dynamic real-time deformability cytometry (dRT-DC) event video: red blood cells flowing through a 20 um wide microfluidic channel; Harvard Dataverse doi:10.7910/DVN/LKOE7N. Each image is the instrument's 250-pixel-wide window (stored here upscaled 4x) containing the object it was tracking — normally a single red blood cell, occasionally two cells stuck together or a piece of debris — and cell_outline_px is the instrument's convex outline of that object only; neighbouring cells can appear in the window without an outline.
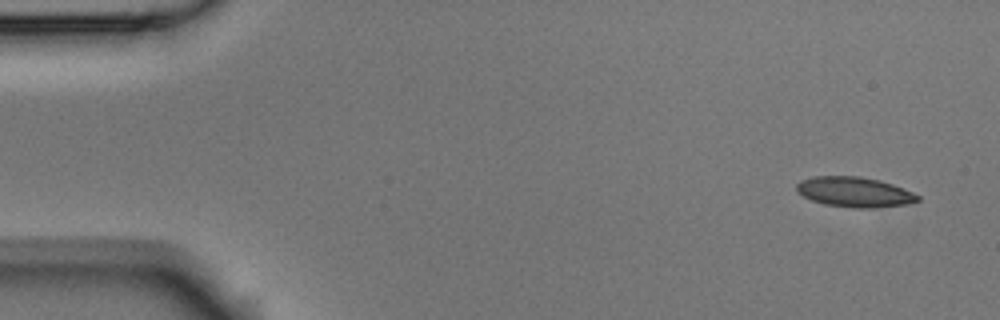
{"species": "Egyptian fruit bat (a non-hibernating species)", "species_latin": "Rousettus aegyptiacus", "temperature_condition": "room temperature", "stored_images_in_passage": 7, "camera_frame_rate_fps": 3000, "um_per_image_px": 0.085, "animal": {"sex": "male"}, "frame": {"image": 1, "passage_image": 1, "time_ms": 0.0, "image_size_px": [1000, 320], "cell_outline_px": [[920, 200], [904, 204], [872, 208], [856, 208], [824, 204], [812, 200], [804, 196], [796, 188], [796, 184], [800, 180], [816, 176], [860, 176], [880, 180], [904, 188], [920, 196]], "centroid_in_image_um": [72.64, 16.31], "position_along_channel_um": 12.4, "area_um2": 21.1}}
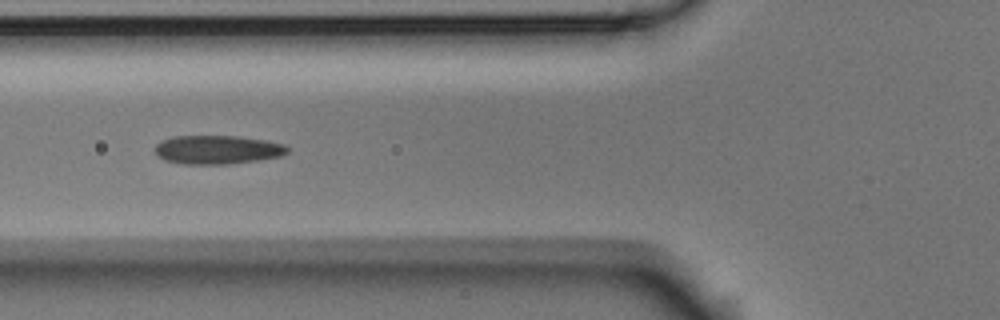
{"frame": {"image": 2, "passage_image": 6, "time_ms": 1.667, "image_size_px": [1000, 320], "cell_outline_px": [[288, 152], [280, 156], [256, 160], [228, 164], [184, 164], [164, 160], [156, 152], [156, 144], [160, 140], [172, 136], [240, 136], [268, 140], [284, 144], [288, 148]], "centroid_in_image_um": [18.48, 12.71], "position_along_channel_um": 107.3, "area_um2": 22.2}}
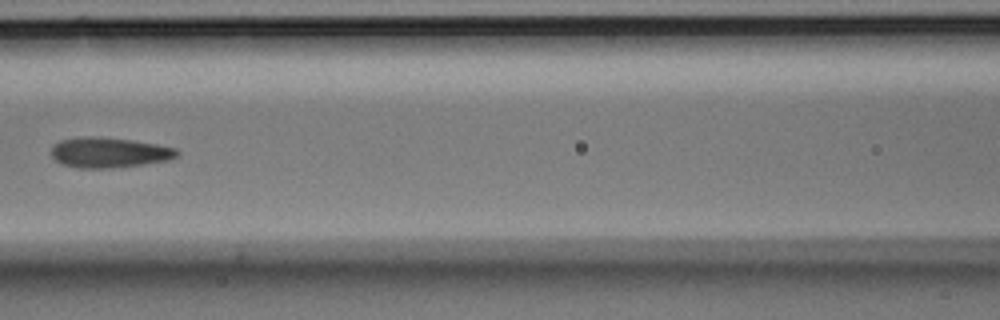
{"frame": {"image": 3, "passage_image": 7, "time_ms": 2.0, "image_size_px": [1000, 320], "cell_outline_px": [[180, 152], [176, 156], [168, 160], [144, 164], [112, 168], [76, 168], [60, 164], [52, 156], [52, 148], [60, 140], [84, 136], [100, 136], [132, 140], [156, 144], [176, 148]], "centroid_in_image_um": [9.27, 12.96], "position_along_channel_um": 157.3, "area_um2": 22.25}}